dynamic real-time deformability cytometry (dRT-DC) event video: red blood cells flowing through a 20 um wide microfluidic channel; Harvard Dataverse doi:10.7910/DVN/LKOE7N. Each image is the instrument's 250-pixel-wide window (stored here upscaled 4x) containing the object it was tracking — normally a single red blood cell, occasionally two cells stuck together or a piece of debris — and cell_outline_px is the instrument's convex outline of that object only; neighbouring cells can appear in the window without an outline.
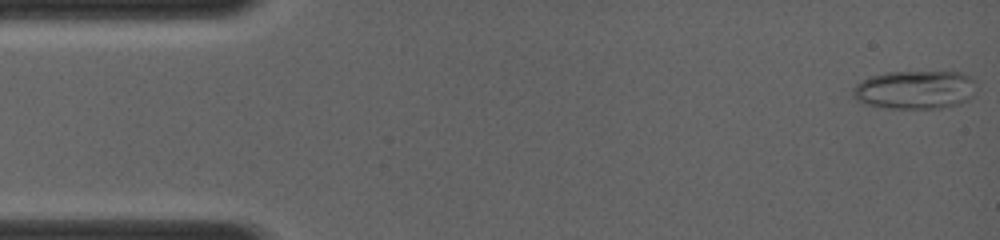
{"species": "common noctule bat (a hibernating species)", "species_latin": "Nyctalus noctula", "temperature_condition": "room temperature", "stored_images_in_passage": 8, "camera_frame_rate_fps": 4000, "um_per_image_px": 0.085, "animal": {"sex": "female", "body_mass_g": 19.0, "forearm_length_mm": 56.7}, "frame": {"image": 1, "passage_image": 1, "time_ms": 0.0, "image_size_px": [1000, 240], "cell_outline_px": [[972, 96], [968, 100], [960, 104], [940, 108], [888, 108], [868, 104], [856, 100], [852, 96], [852, 88], [856, 84], [868, 76], [884, 72], [960, 72], [972, 76]], "centroid_in_image_um": [77.72, 7.62], "position_along_channel_um": 7.3, "area_um2": 27.69}}
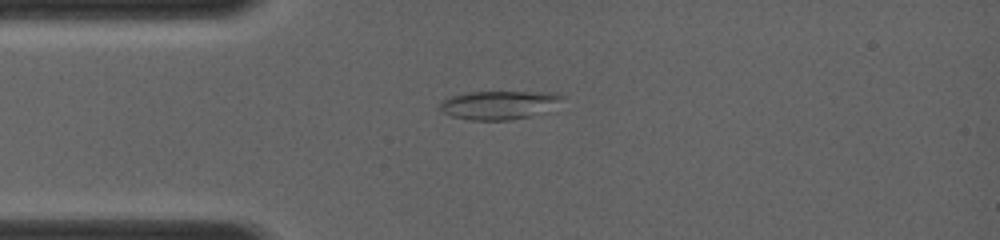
{"frame": {"image": 2, "passage_image": 6, "time_ms": 3.0, "image_size_px": [1000, 240], "cell_outline_px": [[564, 96], [548, 112], [532, 116], [508, 120], [472, 120], [452, 116], [436, 108], [440, 100], [452, 96], [468, 92], [552, 92]], "centroid_in_image_um": [42.38, 8.92], "position_along_channel_um": 42.6, "area_um2": 20.52}}